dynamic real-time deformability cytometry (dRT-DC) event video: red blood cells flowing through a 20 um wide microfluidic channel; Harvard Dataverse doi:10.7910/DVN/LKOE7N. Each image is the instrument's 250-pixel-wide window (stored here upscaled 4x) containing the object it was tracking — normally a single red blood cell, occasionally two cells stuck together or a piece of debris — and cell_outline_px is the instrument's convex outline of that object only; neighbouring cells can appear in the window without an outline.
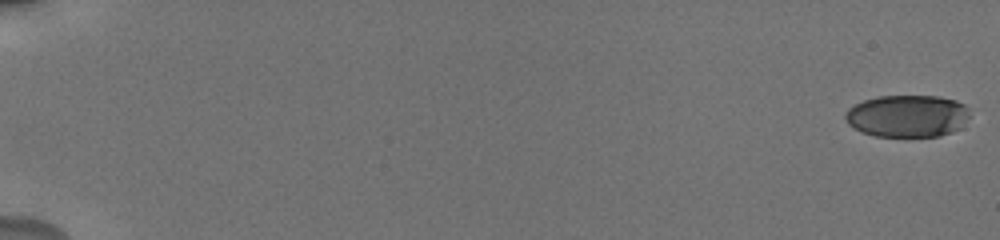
{"species": "human", "species_latin": "Homo sapiens", "temperature_condition": "cold", "stored_images_in_passage": 37, "camera_frame_rate_fps": 3000, "um_per_image_px": 0.085, "donor": {"sex": "male"}, "frame": {"image": 1, "passage_image": 1, "time_ms": 0.0, "image_size_px": [1000, 240], "cell_outline_px": [[968, 116], [960, 128], [952, 132], [940, 136], [876, 136], [860, 132], [848, 124], [844, 116], [848, 108], [864, 100], [876, 96], [940, 96], [956, 100], [964, 104], [968, 108]], "centroid_in_image_um": [77.11, 9.85], "position_along_channel_um": 7.9, "area_um2": 30.69}}
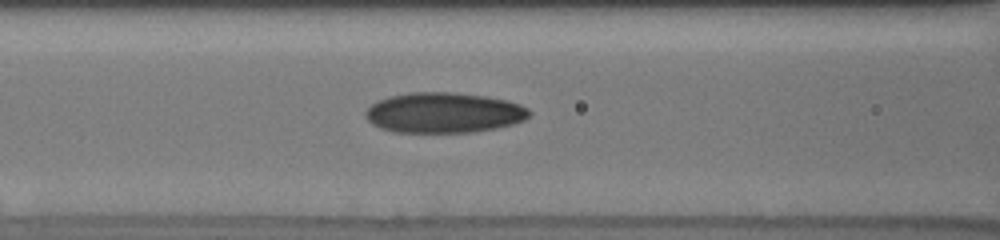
{"frame": {"image": 2, "passage_image": 21, "time_ms": 8.667, "image_size_px": [1000, 240], "cell_outline_px": [[532, 112], [524, 120], [512, 124], [496, 128], [472, 132], [392, 132], [380, 128], [372, 124], [368, 120], [364, 112], [376, 100], [388, 96], [412, 92], [452, 92], [484, 96], [504, 100], [520, 104], [528, 108]], "centroid_in_image_um": [37.69, 9.58], "position_along_channel_um": 128.9, "area_um2": 38.55}}
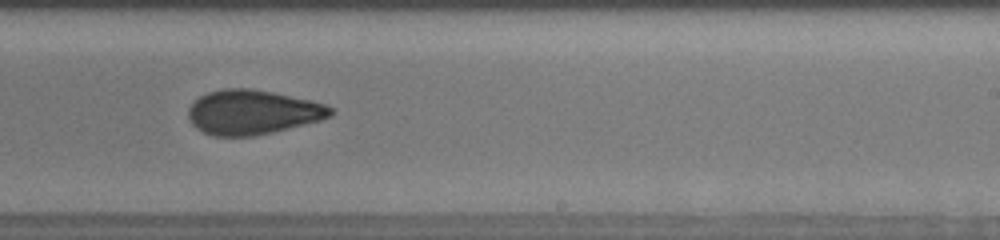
{"frame": {"image": 3, "passage_image": 32, "time_ms": 12.333, "image_size_px": [1000, 240], "cell_outline_px": [[336, 112], [332, 116], [320, 120], [272, 132], [252, 136], [212, 136], [196, 128], [192, 124], [188, 116], [188, 108], [200, 96], [208, 92], [224, 88], [248, 88], [272, 92], [312, 100], [336, 108]], "centroid_in_image_um": [21.49, 9.53], "position_along_channel_um": 267.5, "area_um2": 36.93}}